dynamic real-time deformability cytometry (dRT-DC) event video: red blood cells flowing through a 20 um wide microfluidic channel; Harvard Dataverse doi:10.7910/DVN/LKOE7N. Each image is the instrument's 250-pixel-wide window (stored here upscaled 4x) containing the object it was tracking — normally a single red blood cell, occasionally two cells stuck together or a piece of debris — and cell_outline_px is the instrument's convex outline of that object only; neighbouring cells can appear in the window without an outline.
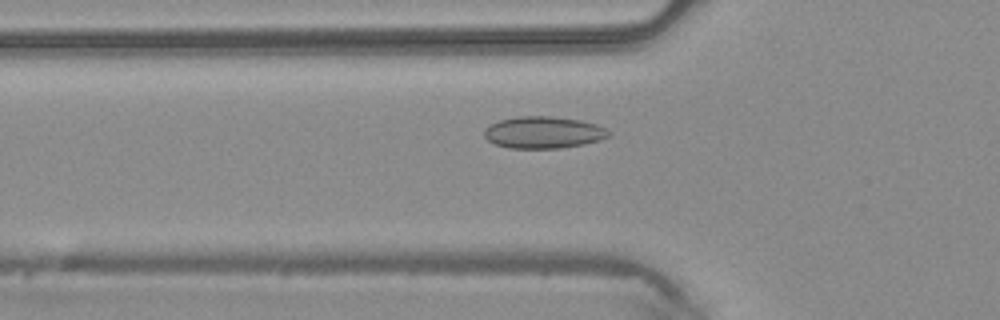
{"species": "common noctule bat (a hibernating species)", "species_latin": "Nyctalus noctula", "temperature_condition": "warm", "stored_images_in_passage": 47, "camera_frame_rate_fps": 3000, "um_per_image_px": 0.085, "animal": {"sex": "male", "body_mass_g": 20.4}, "frame": {"image": 1, "passage_image": 16, "time_ms": 5.0, "image_size_px": [1000, 320], "cell_outline_px": [[612, 132], [608, 136], [600, 140], [584, 144], [560, 148], [508, 148], [496, 144], [488, 140], [484, 136], [484, 128], [488, 124], [500, 120], [520, 116], [552, 116], [580, 120], [596, 124], [608, 128]], "centroid_in_image_um": [46.2, 11.25], "position_along_channel_um": 79.6, "area_um2": 23.29}}
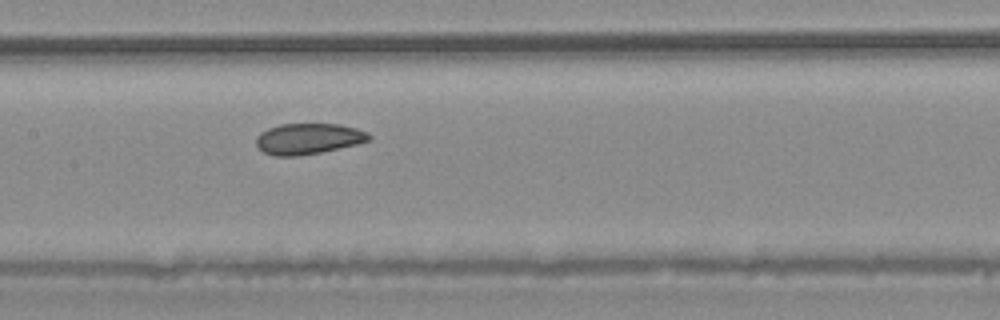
{"frame": {"image": 2, "passage_image": 23, "time_ms": 7.333, "image_size_px": [1000, 320], "cell_outline_px": [[372, 140], [356, 144], [320, 152], [300, 156], [276, 156], [264, 152], [256, 144], [256, 136], [260, 132], [268, 128], [280, 124], [340, 124], [356, 128], [368, 132], [372, 136]], "centroid_in_image_um": [26.22, 11.79], "position_along_channel_um": 181.2, "area_um2": 20.35}}
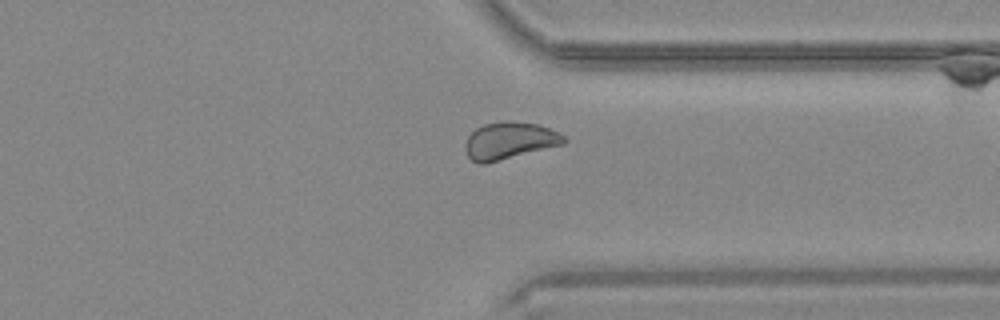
{"frame": {"image": 3, "passage_image": 36, "time_ms": 11.667, "image_size_px": [1000, 320], "cell_outline_px": [[568, 140], [564, 144], [484, 164], [480, 164], [472, 160], [468, 156], [464, 148], [464, 144], [468, 136], [476, 128], [484, 124], [536, 124], [560, 132]], "centroid_in_image_um": [43.3, 12.01], "position_along_channel_um": 368.1, "area_um2": 20.58}}